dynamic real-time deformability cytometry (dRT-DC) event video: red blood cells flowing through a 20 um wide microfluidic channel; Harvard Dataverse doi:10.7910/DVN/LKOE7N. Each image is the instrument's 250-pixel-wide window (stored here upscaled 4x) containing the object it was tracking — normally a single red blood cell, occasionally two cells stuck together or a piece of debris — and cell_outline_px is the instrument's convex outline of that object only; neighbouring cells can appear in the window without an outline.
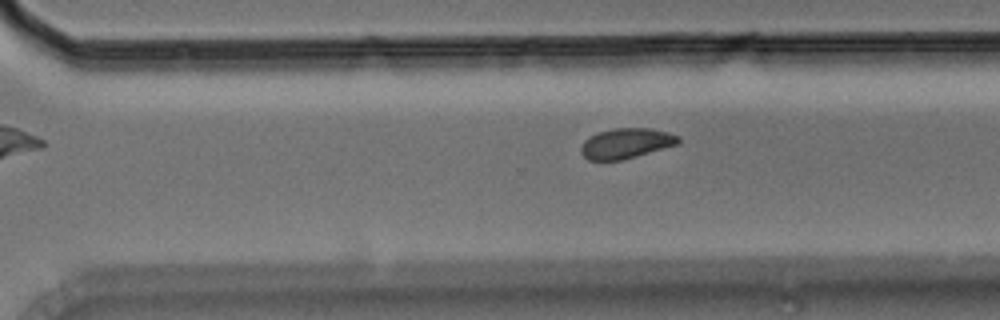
{"species": "Egyptian fruit bat (a non-hibernating species)", "species_latin": "Rousettus aegyptiacus", "temperature_condition": "room temperature", "stored_images_in_passage": 11, "camera_frame_rate_fps": 3000, "um_per_image_px": 0.085, "animal": {"sex": "male"}, "frame": {"image": 1, "passage_image": 11, "time_ms": 12.333, "image_size_px": [1000, 320], "cell_outline_px": [[680, 144], [624, 160], [588, 160], [580, 152], [580, 148], [584, 140], [588, 136], [596, 132], [616, 128], [652, 128], [668, 132], [680, 136]], "centroid_in_image_um": [53.23, 12.18], "position_along_channel_um": 317.4, "area_um2": 17.51}}